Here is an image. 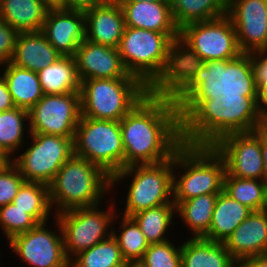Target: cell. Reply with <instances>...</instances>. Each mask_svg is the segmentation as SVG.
<instances>
[{
	"label": "cell",
	"mask_w": 267,
	"mask_h": 267,
	"mask_svg": "<svg viewBox=\"0 0 267 267\" xmlns=\"http://www.w3.org/2000/svg\"><path fill=\"white\" fill-rule=\"evenodd\" d=\"M223 191L252 211L267 209V188L263 180L225 174Z\"/></svg>",
	"instance_id": "31"
},
{
	"label": "cell",
	"mask_w": 267,
	"mask_h": 267,
	"mask_svg": "<svg viewBox=\"0 0 267 267\" xmlns=\"http://www.w3.org/2000/svg\"><path fill=\"white\" fill-rule=\"evenodd\" d=\"M110 0H65V7L83 10L97 7L108 3Z\"/></svg>",
	"instance_id": "43"
},
{
	"label": "cell",
	"mask_w": 267,
	"mask_h": 267,
	"mask_svg": "<svg viewBox=\"0 0 267 267\" xmlns=\"http://www.w3.org/2000/svg\"><path fill=\"white\" fill-rule=\"evenodd\" d=\"M62 55L48 42L42 31L18 34L12 60L17 67L38 72Z\"/></svg>",
	"instance_id": "23"
},
{
	"label": "cell",
	"mask_w": 267,
	"mask_h": 267,
	"mask_svg": "<svg viewBox=\"0 0 267 267\" xmlns=\"http://www.w3.org/2000/svg\"><path fill=\"white\" fill-rule=\"evenodd\" d=\"M120 4L125 26L160 33H179L173 20L169 0L153 2H117Z\"/></svg>",
	"instance_id": "22"
},
{
	"label": "cell",
	"mask_w": 267,
	"mask_h": 267,
	"mask_svg": "<svg viewBox=\"0 0 267 267\" xmlns=\"http://www.w3.org/2000/svg\"><path fill=\"white\" fill-rule=\"evenodd\" d=\"M74 59L80 81L135 77L125 69L117 48L85 39L77 48Z\"/></svg>",
	"instance_id": "19"
},
{
	"label": "cell",
	"mask_w": 267,
	"mask_h": 267,
	"mask_svg": "<svg viewBox=\"0 0 267 267\" xmlns=\"http://www.w3.org/2000/svg\"><path fill=\"white\" fill-rule=\"evenodd\" d=\"M124 267H142L139 263H127Z\"/></svg>",
	"instance_id": "52"
},
{
	"label": "cell",
	"mask_w": 267,
	"mask_h": 267,
	"mask_svg": "<svg viewBox=\"0 0 267 267\" xmlns=\"http://www.w3.org/2000/svg\"><path fill=\"white\" fill-rule=\"evenodd\" d=\"M251 212L250 208L232 199L224 191L220 192L213 210L211 225L203 239L224 242Z\"/></svg>",
	"instance_id": "26"
},
{
	"label": "cell",
	"mask_w": 267,
	"mask_h": 267,
	"mask_svg": "<svg viewBox=\"0 0 267 267\" xmlns=\"http://www.w3.org/2000/svg\"><path fill=\"white\" fill-rule=\"evenodd\" d=\"M73 145L75 156L97 165L110 177L124 168L120 121L81 116Z\"/></svg>",
	"instance_id": "9"
},
{
	"label": "cell",
	"mask_w": 267,
	"mask_h": 267,
	"mask_svg": "<svg viewBox=\"0 0 267 267\" xmlns=\"http://www.w3.org/2000/svg\"><path fill=\"white\" fill-rule=\"evenodd\" d=\"M110 188L111 177L108 174L87 159L73 155L49 185L50 204L52 210H56L55 214L93 207L102 203Z\"/></svg>",
	"instance_id": "5"
},
{
	"label": "cell",
	"mask_w": 267,
	"mask_h": 267,
	"mask_svg": "<svg viewBox=\"0 0 267 267\" xmlns=\"http://www.w3.org/2000/svg\"><path fill=\"white\" fill-rule=\"evenodd\" d=\"M218 194L200 195L182 202H174L176 215L192 232L191 238H203L211 225Z\"/></svg>",
	"instance_id": "29"
},
{
	"label": "cell",
	"mask_w": 267,
	"mask_h": 267,
	"mask_svg": "<svg viewBox=\"0 0 267 267\" xmlns=\"http://www.w3.org/2000/svg\"><path fill=\"white\" fill-rule=\"evenodd\" d=\"M114 201V199L108 200V209H103V211L100 208L102 204H99L93 207L75 208L54 215L60 223L64 250L69 260L112 235V229L115 228L112 227L114 226L112 224L120 216L116 214L119 211H116Z\"/></svg>",
	"instance_id": "10"
},
{
	"label": "cell",
	"mask_w": 267,
	"mask_h": 267,
	"mask_svg": "<svg viewBox=\"0 0 267 267\" xmlns=\"http://www.w3.org/2000/svg\"><path fill=\"white\" fill-rule=\"evenodd\" d=\"M174 23L181 29L193 23L221 17L226 11L215 0H169Z\"/></svg>",
	"instance_id": "34"
},
{
	"label": "cell",
	"mask_w": 267,
	"mask_h": 267,
	"mask_svg": "<svg viewBox=\"0 0 267 267\" xmlns=\"http://www.w3.org/2000/svg\"><path fill=\"white\" fill-rule=\"evenodd\" d=\"M37 75L44 95L80 92L81 81L74 56H61Z\"/></svg>",
	"instance_id": "28"
},
{
	"label": "cell",
	"mask_w": 267,
	"mask_h": 267,
	"mask_svg": "<svg viewBox=\"0 0 267 267\" xmlns=\"http://www.w3.org/2000/svg\"><path fill=\"white\" fill-rule=\"evenodd\" d=\"M12 203L32 215L39 223L48 222V217L54 215L51 210L49 186L39 182L25 181Z\"/></svg>",
	"instance_id": "32"
},
{
	"label": "cell",
	"mask_w": 267,
	"mask_h": 267,
	"mask_svg": "<svg viewBox=\"0 0 267 267\" xmlns=\"http://www.w3.org/2000/svg\"><path fill=\"white\" fill-rule=\"evenodd\" d=\"M138 263L142 267H181V245L171 240L150 244Z\"/></svg>",
	"instance_id": "38"
},
{
	"label": "cell",
	"mask_w": 267,
	"mask_h": 267,
	"mask_svg": "<svg viewBox=\"0 0 267 267\" xmlns=\"http://www.w3.org/2000/svg\"><path fill=\"white\" fill-rule=\"evenodd\" d=\"M257 89L267 85V50L249 52Z\"/></svg>",
	"instance_id": "41"
},
{
	"label": "cell",
	"mask_w": 267,
	"mask_h": 267,
	"mask_svg": "<svg viewBox=\"0 0 267 267\" xmlns=\"http://www.w3.org/2000/svg\"><path fill=\"white\" fill-rule=\"evenodd\" d=\"M237 261L267 254V209L252 211L223 242Z\"/></svg>",
	"instance_id": "20"
},
{
	"label": "cell",
	"mask_w": 267,
	"mask_h": 267,
	"mask_svg": "<svg viewBox=\"0 0 267 267\" xmlns=\"http://www.w3.org/2000/svg\"><path fill=\"white\" fill-rule=\"evenodd\" d=\"M0 154H6V153L0 148Z\"/></svg>",
	"instance_id": "54"
},
{
	"label": "cell",
	"mask_w": 267,
	"mask_h": 267,
	"mask_svg": "<svg viewBox=\"0 0 267 267\" xmlns=\"http://www.w3.org/2000/svg\"><path fill=\"white\" fill-rule=\"evenodd\" d=\"M259 131L267 138V114L261 116Z\"/></svg>",
	"instance_id": "47"
},
{
	"label": "cell",
	"mask_w": 267,
	"mask_h": 267,
	"mask_svg": "<svg viewBox=\"0 0 267 267\" xmlns=\"http://www.w3.org/2000/svg\"><path fill=\"white\" fill-rule=\"evenodd\" d=\"M177 37L179 33L125 26L117 49L127 72L149 87L161 74L171 41Z\"/></svg>",
	"instance_id": "8"
},
{
	"label": "cell",
	"mask_w": 267,
	"mask_h": 267,
	"mask_svg": "<svg viewBox=\"0 0 267 267\" xmlns=\"http://www.w3.org/2000/svg\"><path fill=\"white\" fill-rule=\"evenodd\" d=\"M124 168L171 159L183 144L173 99L148 94L120 120Z\"/></svg>",
	"instance_id": "1"
},
{
	"label": "cell",
	"mask_w": 267,
	"mask_h": 267,
	"mask_svg": "<svg viewBox=\"0 0 267 267\" xmlns=\"http://www.w3.org/2000/svg\"><path fill=\"white\" fill-rule=\"evenodd\" d=\"M225 174V161L213 146L182 144L173 156V202L219 194Z\"/></svg>",
	"instance_id": "3"
},
{
	"label": "cell",
	"mask_w": 267,
	"mask_h": 267,
	"mask_svg": "<svg viewBox=\"0 0 267 267\" xmlns=\"http://www.w3.org/2000/svg\"><path fill=\"white\" fill-rule=\"evenodd\" d=\"M39 222L12 202L0 207V229L7 241L36 227Z\"/></svg>",
	"instance_id": "37"
},
{
	"label": "cell",
	"mask_w": 267,
	"mask_h": 267,
	"mask_svg": "<svg viewBox=\"0 0 267 267\" xmlns=\"http://www.w3.org/2000/svg\"><path fill=\"white\" fill-rule=\"evenodd\" d=\"M126 264L113 235L70 260V267H124Z\"/></svg>",
	"instance_id": "35"
},
{
	"label": "cell",
	"mask_w": 267,
	"mask_h": 267,
	"mask_svg": "<svg viewBox=\"0 0 267 267\" xmlns=\"http://www.w3.org/2000/svg\"><path fill=\"white\" fill-rule=\"evenodd\" d=\"M234 267H243L239 262Z\"/></svg>",
	"instance_id": "53"
},
{
	"label": "cell",
	"mask_w": 267,
	"mask_h": 267,
	"mask_svg": "<svg viewBox=\"0 0 267 267\" xmlns=\"http://www.w3.org/2000/svg\"><path fill=\"white\" fill-rule=\"evenodd\" d=\"M203 59L180 37L171 41L161 74L148 87V94L174 99L204 65Z\"/></svg>",
	"instance_id": "15"
},
{
	"label": "cell",
	"mask_w": 267,
	"mask_h": 267,
	"mask_svg": "<svg viewBox=\"0 0 267 267\" xmlns=\"http://www.w3.org/2000/svg\"><path fill=\"white\" fill-rule=\"evenodd\" d=\"M42 32L62 56H74L85 40L84 11L63 6L50 7Z\"/></svg>",
	"instance_id": "18"
},
{
	"label": "cell",
	"mask_w": 267,
	"mask_h": 267,
	"mask_svg": "<svg viewBox=\"0 0 267 267\" xmlns=\"http://www.w3.org/2000/svg\"><path fill=\"white\" fill-rule=\"evenodd\" d=\"M25 125L29 127V111L15 107L0 112V148L10 158L15 156V151L22 150L20 148L25 144Z\"/></svg>",
	"instance_id": "33"
},
{
	"label": "cell",
	"mask_w": 267,
	"mask_h": 267,
	"mask_svg": "<svg viewBox=\"0 0 267 267\" xmlns=\"http://www.w3.org/2000/svg\"><path fill=\"white\" fill-rule=\"evenodd\" d=\"M31 145L11 162L27 182L50 185L62 165L74 155V137L29 133Z\"/></svg>",
	"instance_id": "11"
},
{
	"label": "cell",
	"mask_w": 267,
	"mask_h": 267,
	"mask_svg": "<svg viewBox=\"0 0 267 267\" xmlns=\"http://www.w3.org/2000/svg\"><path fill=\"white\" fill-rule=\"evenodd\" d=\"M18 34L0 17V65L12 60Z\"/></svg>",
	"instance_id": "40"
},
{
	"label": "cell",
	"mask_w": 267,
	"mask_h": 267,
	"mask_svg": "<svg viewBox=\"0 0 267 267\" xmlns=\"http://www.w3.org/2000/svg\"><path fill=\"white\" fill-rule=\"evenodd\" d=\"M24 182L23 176L12 162L0 169V207L13 201Z\"/></svg>",
	"instance_id": "39"
},
{
	"label": "cell",
	"mask_w": 267,
	"mask_h": 267,
	"mask_svg": "<svg viewBox=\"0 0 267 267\" xmlns=\"http://www.w3.org/2000/svg\"><path fill=\"white\" fill-rule=\"evenodd\" d=\"M9 162H11V158L7 154H0V169Z\"/></svg>",
	"instance_id": "49"
},
{
	"label": "cell",
	"mask_w": 267,
	"mask_h": 267,
	"mask_svg": "<svg viewBox=\"0 0 267 267\" xmlns=\"http://www.w3.org/2000/svg\"><path fill=\"white\" fill-rule=\"evenodd\" d=\"M226 14L242 52L267 50V0H231Z\"/></svg>",
	"instance_id": "17"
},
{
	"label": "cell",
	"mask_w": 267,
	"mask_h": 267,
	"mask_svg": "<svg viewBox=\"0 0 267 267\" xmlns=\"http://www.w3.org/2000/svg\"><path fill=\"white\" fill-rule=\"evenodd\" d=\"M239 95L258 96L249 52H243L232 60L206 61L173 101L179 108L186 100Z\"/></svg>",
	"instance_id": "4"
},
{
	"label": "cell",
	"mask_w": 267,
	"mask_h": 267,
	"mask_svg": "<svg viewBox=\"0 0 267 267\" xmlns=\"http://www.w3.org/2000/svg\"><path fill=\"white\" fill-rule=\"evenodd\" d=\"M81 118L80 93L43 95L29 110V133L74 137Z\"/></svg>",
	"instance_id": "13"
},
{
	"label": "cell",
	"mask_w": 267,
	"mask_h": 267,
	"mask_svg": "<svg viewBox=\"0 0 267 267\" xmlns=\"http://www.w3.org/2000/svg\"><path fill=\"white\" fill-rule=\"evenodd\" d=\"M261 152L263 159L264 174L262 180L265 182L267 188V138L261 133Z\"/></svg>",
	"instance_id": "46"
},
{
	"label": "cell",
	"mask_w": 267,
	"mask_h": 267,
	"mask_svg": "<svg viewBox=\"0 0 267 267\" xmlns=\"http://www.w3.org/2000/svg\"><path fill=\"white\" fill-rule=\"evenodd\" d=\"M243 267H267V254L245 258L239 262Z\"/></svg>",
	"instance_id": "44"
},
{
	"label": "cell",
	"mask_w": 267,
	"mask_h": 267,
	"mask_svg": "<svg viewBox=\"0 0 267 267\" xmlns=\"http://www.w3.org/2000/svg\"><path fill=\"white\" fill-rule=\"evenodd\" d=\"M115 2H142V1H146V2H153V1H160V0H113Z\"/></svg>",
	"instance_id": "51"
},
{
	"label": "cell",
	"mask_w": 267,
	"mask_h": 267,
	"mask_svg": "<svg viewBox=\"0 0 267 267\" xmlns=\"http://www.w3.org/2000/svg\"><path fill=\"white\" fill-rule=\"evenodd\" d=\"M176 205L164 204L158 207L140 211L131 217L138 224L149 244L169 241L166 236L176 218Z\"/></svg>",
	"instance_id": "30"
},
{
	"label": "cell",
	"mask_w": 267,
	"mask_h": 267,
	"mask_svg": "<svg viewBox=\"0 0 267 267\" xmlns=\"http://www.w3.org/2000/svg\"><path fill=\"white\" fill-rule=\"evenodd\" d=\"M3 65H0V68L3 67L0 74L6 81L15 106L29 111L44 95L37 72L17 67L11 62Z\"/></svg>",
	"instance_id": "27"
},
{
	"label": "cell",
	"mask_w": 267,
	"mask_h": 267,
	"mask_svg": "<svg viewBox=\"0 0 267 267\" xmlns=\"http://www.w3.org/2000/svg\"><path fill=\"white\" fill-rule=\"evenodd\" d=\"M257 109L261 116L267 114V85L258 90Z\"/></svg>",
	"instance_id": "45"
},
{
	"label": "cell",
	"mask_w": 267,
	"mask_h": 267,
	"mask_svg": "<svg viewBox=\"0 0 267 267\" xmlns=\"http://www.w3.org/2000/svg\"><path fill=\"white\" fill-rule=\"evenodd\" d=\"M257 98L239 95L186 100L179 107L182 143L212 146L227 134L259 130Z\"/></svg>",
	"instance_id": "2"
},
{
	"label": "cell",
	"mask_w": 267,
	"mask_h": 267,
	"mask_svg": "<svg viewBox=\"0 0 267 267\" xmlns=\"http://www.w3.org/2000/svg\"><path fill=\"white\" fill-rule=\"evenodd\" d=\"M131 176L124 213L132 215L173 202V157L157 164L132 165L111 177V189ZM133 176V177H132Z\"/></svg>",
	"instance_id": "7"
},
{
	"label": "cell",
	"mask_w": 267,
	"mask_h": 267,
	"mask_svg": "<svg viewBox=\"0 0 267 267\" xmlns=\"http://www.w3.org/2000/svg\"><path fill=\"white\" fill-rule=\"evenodd\" d=\"M212 146L223 157L226 174L262 180L264 168L259 130L227 134Z\"/></svg>",
	"instance_id": "16"
},
{
	"label": "cell",
	"mask_w": 267,
	"mask_h": 267,
	"mask_svg": "<svg viewBox=\"0 0 267 267\" xmlns=\"http://www.w3.org/2000/svg\"><path fill=\"white\" fill-rule=\"evenodd\" d=\"M236 264L223 242L189 238L181 243V267H234Z\"/></svg>",
	"instance_id": "25"
},
{
	"label": "cell",
	"mask_w": 267,
	"mask_h": 267,
	"mask_svg": "<svg viewBox=\"0 0 267 267\" xmlns=\"http://www.w3.org/2000/svg\"><path fill=\"white\" fill-rule=\"evenodd\" d=\"M226 12L230 7L231 0H215Z\"/></svg>",
	"instance_id": "50"
},
{
	"label": "cell",
	"mask_w": 267,
	"mask_h": 267,
	"mask_svg": "<svg viewBox=\"0 0 267 267\" xmlns=\"http://www.w3.org/2000/svg\"><path fill=\"white\" fill-rule=\"evenodd\" d=\"M43 1H45L50 7H57V6L65 7V0H43Z\"/></svg>",
	"instance_id": "48"
},
{
	"label": "cell",
	"mask_w": 267,
	"mask_h": 267,
	"mask_svg": "<svg viewBox=\"0 0 267 267\" xmlns=\"http://www.w3.org/2000/svg\"><path fill=\"white\" fill-rule=\"evenodd\" d=\"M81 116L120 121L148 95L137 77L88 79L80 86Z\"/></svg>",
	"instance_id": "6"
},
{
	"label": "cell",
	"mask_w": 267,
	"mask_h": 267,
	"mask_svg": "<svg viewBox=\"0 0 267 267\" xmlns=\"http://www.w3.org/2000/svg\"><path fill=\"white\" fill-rule=\"evenodd\" d=\"M49 8L43 0H0V17L18 33L42 31Z\"/></svg>",
	"instance_id": "24"
},
{
	"label": "cell",
	"mask_w": 267,
	"mask_h": 267,
	"mask_svg": "<svg viewBox=\"0 0 267 267\" xmlns=\"http://www.w3.org/2000/svg\"><path fill=\"white\" fill-rule=\"evenodd\" d=\"M54 219L57 232L48 230V223L44 222L8 241V247L20 257L22 263L30 267H70L61 226L57 218Z\"/></svg>",
	"instance_id": "14"
},
{
	"label": "cell",
	"mask_w": 267,
	"mask_h": 267,
	"mask_svg": "<svg viewBox=\"0 0 267 267\" xmlns=\"http://www.w3.org/2000/svg\"><path fill=\"white\" fill-rule=\"evenodd\" d=\"M85 39L117 48L125 29L124 14L119 3H108L86 9Z\"/></svg>",
	"instance_id": "21"
},
{
	"label": "cell",
	"mask_w": 267,
	"mask_h": 267,
	"mask_svg": "<svg viewBox=\"0 0 267 267\" xmlns=\"http://www.w3.org/2000/svg\"><path fill=\"white\" fill-rule=\"evenodd\" d=\"M186 42L204 62L232 60L243 53L233 23L227 14L208 21L193 22L179 30Z\"/></svg>",
	"instance_id": "12"
},
{
	"label": "cell",
	"mask_w": 267,
	"mask_h": 267,
	"mask_svg": "<svg viewBox=\"0 0 267 267\" xmlns=\"http://www.w3.org/2000/svg\"><path fill=\"white\" fill-rule=\"evenodd\" d=\"M121 216L123 217H120L122 220L118 226L121 232L118 231V234L116 230L112 229V235L118 241L126 263H138L150 244L132 217Z\"/></svg>",
	"instance_id": "36"
},
{
	"label": "cell",
	"mask_w": 267,
	"mask_h": 267,
	"mask_svg": "<svg viewBox=\"0 0 267 267\" xmlns=\"http://www.w3.org/2000/svg\"><path fill=\"white\" fill-rule=\"evenodd\" d=\"M12 96L8 90L4 77L0 74V112L15 108Z\"/></svg>",
	"instance_id": "42"
}]
</instances>
